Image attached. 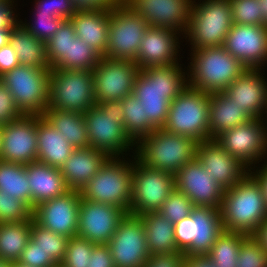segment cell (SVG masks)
<instances>
[{"label":"cell","mask_w":267,"mask_h":267,"mask_svg":"<svg viewBox=\"0 0 267 267\" xmlns=\"http://www.w3.org/2000/svg\"><path fill=\"white\" fill-rule=\"evenodd\" d=\"M12 29H0V48L9 44Z\"/></svg>","instance_id":"91938a15"},{"label":"cell","mask_w":267,"mask_h":267,"mask_svg":"<svg viewBox=\"0 0 267 267\" xmlns=\"http://www.w3.org/2000/svg\"><path fill=\"white\" fill-rule=\"evenodd\" d=\"M0 190L31 208V189L24 164L0 160Z\"/></svg>","instance_id":"e575fe53"},{"label":"cell","mask_w":267,"mask_h":267,"mask_svg":"<svg viewBox=\"0 0 267 267\" xmlns=\"http://www.w3.org/2000/svg\"><path fill=\"white\" fill-rule=\"evenodd\" d=\"M224 231L220 209L195 206L191 214L174 224V238L185 256L207 255Z\"/></svg>","instance_id":"9c48e42d"},{"label":"cell","mask_w":267,"mask_h":267,"mask_svg":"<svg viewBox=\"0 0 267 267\" xmlns=\"http://www.w3.org/2000/svg\"><path fill=\"white\" fill-rule=\"evenodd\" d=\"M192 3L190 20L185 32L193 50L223 46L233 25L230 0H206Z\"/></svg>","instance_id":"ba28073f"},{"label":"cell","mask_w":267,"mask_h":267,"mask_svg":"<svg viewBox=\"0 0 267 267\" xmlns=\"http://www.w3.org/2000/svg\"><path fill=\"white\" fill-rule=\"evenodd\" d=\"M124 110V128L129 137L136 143L144 137V110L139 100L127 95L121 100ZM137 139V140H136Z\"/></svg>","instance_id":"ab89813d"},{"label":"cell","mask_w":267,"mask_h":267,"mask_svg":"<svg viewBox=\"0 0 267 267\" xmlns=\"http://www.w3.org/2000/svg\"><path fill=\"white\" fill-rule=\"evenodd\" d=\"M18 263L29 267H54L57 265L31 238Z\"/></svg>","instance_id":"7dc6e473"},{"label":"cell","mask_w":267,"mask_h":267,"mask_svg":"<svg viewBox=\"0 0 267 267\" xmlns=\"http://www.w3.org/2000/svg\"><path fill=\"white\" fill-rule=\"evenodd\" d=\"M144 267H185V255L182 252L151 254Z\"/></svg>","instance_id":"f907efd6"},{"label":"cell","mask_w":267,"mask_h":267,"mask_svg":"<svg viewBox=\"0 0 267 267\" xmlns=\"http://www.w3.org/2000/svg\"><path fill=\"white\" fill-rule=\"evenodd\" d=\"M12 263L0 258V267H11Z\"/></svg>","instance_id":"6125c7cd"},{"label":"cell","mask_w":267,"mask_h":267,"mask_svg":"<svg viewBox=\"0 0 267 267\" xmlns=\"http://www.w3.org/2000/svg\"><path fill=\"white\" fill-rule=\"evenodd\" d=\"M148 22L124 1L109 8L105 57L135 61Z\"/></svg>","instance_id":"7c38bea8"},{"label":"cell","mask_w":267,"mask_h":267,"mask_svg":"<svg viewBox=\"0 0 267 267\" xmlns=\"http://www.w3.org/2000/svg\"><path fill=\"white\" fill-rule=\"evenodd\" d=\"M233 24L267 25L260 0H230Z\"/></svg>","instance_id":"60d3db41"},{"label":"cell","mask_w":267,"mask_h":267,"mask_svg":"<svg viewBox=\"0 0 267 267\" xmlns=\"http://www.w3.org/2000/svg\"><path fill=\"white\" fill-rule=\"evenodd\" d=\"M88 267H115L110 248L107 244H96L93 247Z\"/></svg>","instance_id":"816d5d0a"},{"label":"cell","mask_w":267,"mask_h":267,"mask_svg":"<svg viewBox=\"0 0 267 267\" xmlns=\"http://www.w3.org/2000/svg\"><path fill=\"white\" fill-rule=\"evenodd\" d=\"M163 129L184 135L195 141L209 139V93L190 86L170 102L167 121Z\"/></svg>","instance_id":"52a82bcc"},{"label":"cell","mask_w":267,"mask_h":267,"mask_svg":"<svg viewBox=\"0 0 267 267\" xmlns=\"http://www.w3.org/2000/svg\"><path fill=\"white\" fill-rule=\"evenodd\" d=\"M69 20L76 36L104 56L108 43L109 8L77 10Z\"/></svg>","instance_id":"83f0119b"},{"label":"cell","mask_w":267,"mask_h":267,"mask_svg":"<svg viewBox=\"0 0 267 267\" xmlns=\"http://www.w3.org/2000/svg\"><path fill=\"white\" fill-rule=\"evenodd\" d=\"M177 31L149 26L141 39L136 65L140 69L177 64ZM177 62V63H176Z\"/></svg>","instance_id":"cb8c5ba5"},{"label":"cell","mask_w":267,"mask_h":267,"mask_svg":"<svg viewBox=\"0 0 267 267\" xmlns=\"http://www.w3.org/2000/svg\"><path fill=\"white\" fill-rule=\"evenodd\" d=\"M123 0H72L77 10L111 8Z\"/></svg>","instance_id":"11a10c76"},{"label":"cell","mask_w":267,"mask_h":267,"mask_svg":"<svg viewBox=\"0 0 267 267\" xmlns=\"http://www.w3.org/2000/svg\"><path fill=\"white\" fill-rule=\"evenodd\" d=\"M260 168L262 169H260L259 171L257 170L255 174L252 171L250 172L253 173V175L256 177V179L260 183L263 196L266 202V206H267V164L263 165V167H260Z\"/></svg>","instance_id":"6f0895ef"},{"label":"cell","mask_w":267,"mask_h":267,"mask_svg":"<svg viewBox=\"0 0 267 267\" xmlns=\"http://www.w3.org/2000/svg\"><path fill=\"white\" fill-rule=\"evenodd\" d=\"M251 119L224 91L209 94V139Z\"/></svg>","instance_id":"f1b7e54d"},{"label":"cell","mask_w":267,"mask_h":267,"mask_svg":"<svg viewBox=\"0 0 267 267\" xmlns=\"http://www.w3.org/2000/svg\"><path fill=\"white\" fill-rule=\"evenodd\" d=\"M134 164L129 214L140 216L158 212L175 189V175L147 167L138 159Z\"/></svg>","instance_id":"4fadbf2b"},{"label":"cell","mask_w":267,"mask_h":267,"mask_svg":"<svg viewBox=\"0 0 267 267\" xmlns=\"http://www.w3.org/2000/svg\"><path fill=\"white\" fill-rule=\"evenodd\" d=\"M11 267H29V266H25L17 262V263H12Z\"/></svg>","instance_id":"be15d7a7"},{"label":"cell","mask_w":267,"mask_h":267,"mask_svg":"<svg viewBox=\"0 0 267 267\" xmlns=\"http://www.w3.org/2000/svg\"><path fill=\"white\" fill-rule=\"evenodd\" d=\"M36 133L37 161L61 168L75 148L43 116L37 115Z\"/></svg>","instance_id":"f546056e"},{"label":"cell","mask_w":267,"mask_h":267,"mask_svg":"<svg viewBox=\"0 0 267 267\" xmlns=\"http://www.w3.org/2000/svg\"><path fill=\"white\" fill-rule=\"evenodd\" d=\"M197 143L191 137L155 129L136 142L139 145L134 159L147 167L175 174L196 157Z\"/></svg>","instance_id":"5b68a950"},{"label":"cell","mask_w":267,"mask_h":267,"mask_svg":"<svg viewBox=\"0 0 267 267\" xmlns=\"http://www.w3.org/2000/svg\"><path fill=\"white\" fill-rule=\"evenodd\" d=\"M236 267H267V251L254 235L242 240Z\"/></svg>","instance_id":"b9f144b4"},{"label":"cell","mask_w":267,"mask_h":267,"mask_svg":"<svg viewBox=\"0 0 267 267\" xmlns=\"http://www.w3.org/2000/svg\"><path fill=\"white\" fill-rule=\"evenodd\" d=\"M223 47L246 68L261 69L267 61V25L233 24Z\"/></svg>","instance_id":"44dd1931"},{"label":"cell","mask_w":267,"mask_h":267,"mask_svg":"<svg viewBox=\"0 0 267 267\" xmlns=\"http://www.w3.org/2000/svg\"><path fill=\"white\" fill-rule=\"evenodd\" d=\"M37 115H23L1 127L0 160L27 165L37 161Z\"/></svg>","instance_id":"e0dca14e"},{"label":"cell","mask_w":267,"mask_h":267,"mask_svg":"<svg viewBox=\"0 0 267 267\" xmlns=\"http://www.w3.org/2000/svg\"><path fill=\"white\" fill-rule=\"evenodd\" d=\"M101 57L97 51L75 36L70 44L69 57H65L54 69L92 71Z\"/></svg>","instance_id":"74e56055"},{"label":"cell","mask_w":267,"mask_h":267,"mask_svg":"<svg viewBox=\"0 0 267 267\" xmlns=\"http://www.w3.org/2000/svg\"><path fill=\"white\" fill-rule=\"evenodd\" d=\"M84 119L90 147L109 157H118L136 144L125 131L121 101L98 103L84 113Z\"/></svg>","instance_id":"3957f363"},{"label":"cell","mask_w":267,"mask_h":267,"mask_svg":"<svg viewBox=\"0 0 267 267\" xmlns=\"http://www.w3.org/2000/svg\"><path fill=\"white\" fill-rule=\"evenodd\" d=\"M260 69H247L224 92L252 119L267 112V83Z\"/></svg>","instance_id":"d4e9b609"},{"label":"cell","mask_w":267,"mask_h":267,"mask_svg":"<svg viewBox=\"0 0 267 267\" xmlns=\"http://www.w3.org/2000/svg\"><path fill=\"white\" fill-rule=\"evenodd\" d=\"M21 22L11 30L9 38V44L17 53L20 65L37 69H51L46 43L30 34Z\"/></svg>","instance_id":"4dcf8cb0"},{"label":"cell","mask_w":267,"mask_h":267,"mask_svg":"<svg viewBox=\"0 0 267 267\" xmlns=\"http://www.w3.org/2000/svg\"><path fill=\"white\" fill-rule=\"evenodd\" d=\"M185 267H216L206 255L185 256Z\"/></svg>","instance_id":"9f6ffc18"},{"label":"cell","mask_w":267,"mask_h":267,"mask_svg":"<svg viewBox=\"0 0 267 267\" xmlns=\"http://www.w3.org/2000/svg\"><path fill=\"white\" fill-rule=\"evenodd\" d=\"M254 236L259 240L262 247L267 251V219L259 227Z\"/></svg>","instance_id":"680465c9"},{"label":"cell","mask_w":267,"mask_h":267,"mask_svg":"<svg viewBox=\"0 0 267 267\" xmlns=\"http://www.w3.org/2000/svg\"><path fill=\"white\" fill-rule=\"evenodd\" d=\"M33 218V210L22 200L0 190V223L21 222Z\"/></svg>","instance_id":"7bdbcfd3"},{"label":"cell","mask_w":267,"mask_h":267,"mask_svg":"<svg viewBox=\"0 0 267 267\" xmlns=\"http://www.w3.org/2000/svg\"><path fill=\"white\" fill-rule=\"evenodd\" d=\"M30 238L38 244L45 254L49 255L57 265L61 264L65 257L67 243L69 241L68 237L44 228L33 219Z\"/></svg>","instance_id":"8d00e7d4"},{"label":"cell","mask_w":267,"mask_h":267,"mask_svg":"<svg viewBox=\"0 0 267 267\" xmlns=\"http://www.w3.org/2000/svg\"><path fill=\"white\" fill-rule=\"evenodd\" d=\"M109 157L80 191L82 198L117 206L129 214L132 197L133 162Z\"/></svg>","instance_id":"8992f818"},{"label":"cell","mask_w":267,"mask_h":267,"mask_svg":"<svg viewBox=\"0 0 267 267\" xmlns=\"http://www.w3.org/2000/svg\"><path fill=\"white\" fill-rule=\"evenodd\" d=\"M50 70L18 65L0 76L23 115L42 116L48 108Z\"/></svg>","instance_id":"8fae6325"},{"label":"cell","mask_w":267,"mask_h":267,"mask_svg":"<svg viewBox=\"0 0 267 267\" xmlns=\"http://www.w3.org/2000/svg\"><path fill=\"white\" fill-rule=\"evenodd\" d=\"M126 214L117 206L89 201L81 197L77 237L87 239L94 244H107Z\"/></svg>","instance_id":"ac0fdd59"},{"label":"cell","mask_w":267,"mask_h":267,"mask_svg":"<svg viewBox=\"0 0 267 267\" xmlns=\"http://www.w3.org/2000/svg\"><path fill=\"white\" fill-rule=\"evenodd\" d=\"M188 86L215 93L224 91L246 68L223 46L193 50Z\"/></svg>","instance_id":"277c9868"},{"label":"cell","mask_w":267,"mask_h":267,"mask_svg":"<svg viewBox=\"0 0 267 267\" xmlns=\"http://www.w3.org/2000/svg\"><path fill=\"white\" fill-rule=\"evenodd\" d=\"M92 71L51 69L46 109L86 113L96 105Z\"/></svg>","instance_id":"30bf717a"},{"label":"cell","mask_w":267,"mask_h":267,"mask_svg":"<svg viewBox=\"0 0 267 267\" xmlns=\"http://www.w3.org/2000/svg\"><path fill=\"white\" fill-rule=\"evenodd\" d=\"M194 207L192 201L184 193L174 189L158 212L176 224L188 217Z\"/></svg>","instance_id":"f6af8a7d"},{"label":"cell","mask_w":267,"mask_h":267,"mask_svg":"<svg viewBox=\"0 0 267 267\" xmlns=\"http://www.w3.org/2000/svg\"><path fill=\"white\" fill-rule=\"evenodd\" d=\"M196 158L206 173L224 190L237 184L251 171L241 161L223 150L215 139L197 143Z\"/></svg>","instance_id":"603a6c76"},{"label":"cell","mask_w":267,"mask_h":267,"mask_svg":"<svg viewBox=\"0 0 267 267\" xmlns=\"http://www.w3.org/2000/svg\"><path fill=\"white\" fill-rule=\"evenodd\" d=\"M139 70L140 68L132 60L102 56L92 70L96 103L121 101L132 94Z\"/></svg>","instance_id":"5bb4252c"},{"label":"cell","mask_w":267,"mask_h":267,"mask_svg":"<svg viewBox=\"0 0 267 267\" xmlns=\"http://www.w3.org/2000/svg\"><path fill=\"white\" fill-rule=\"evenodd\" d=\"M263 120L251 119L223 132L215 140L223 150L249 167L254 162L256 164V161L262 160L267 152V126L265 128Z\"/></svg>","instance_id":"2e32d148"},{"label":"cell","mask_w":267,"mask_h":267,"mask_svg":"<svg viewBox=\"0 0 267 267\" xmlns=\"http://www.w3.org/2000/svg\"><path fill=\"white\" fill-rule=\"evenodd\" d=\"M54 267H64V266H62V265L60 264V265H56V266H54Z\"/></svg>","instance_id":"e7e4bbea"},{"label":"cell","mask_w":267,"mask_h":267,"mask_svg":"<svg viewBox=\"0 0 267 267\" xmlns=\"http://www.w3.org/2000/svg\"><path fill=\"white\" fill-rule=\"evenodd\" d=\"M187 86L188 81L179 63L139 70L132 94L143 105L144 136L165 126L170 102Z\"/></svg>","instance_id":"6da1fadb"},{"label":"cell","mask_w":267,"mask_h":267,"mask_svg":"<svg viewBox=\"0 0 267 267\" xmlns=\"http://www.w3.org/2000/svg\"><path fill=\"white\" fill-rule=\"evenodd\" d=\"M144 223L149 254L181 252L174 238V224L159 212H148L139 216Z\"/></svg>","instance_id":"1f68e13d"},{"label":"cell","mask_w":267,"mask_h":267,"mask_svg":"<svg viewBox=\"0 0 267 267\" xmlns=\"http://www.w3.org/2000/svg\"><path fill=\"white\" fill-rule=\"evenodd\" d=\"M220 214L225 231L255 235L267 219V206L253 173L224 191Z\"/></svg>","instance_id":"7a4b0ae2"},{"label":"cell","mask_w":267,"mask_h":267,"mask_svg":"<svg viewBox=\"0 0 267 267\" xmlns=\"http://www.w3.org/2000/svg\"><path fill=\"white\" fill-rule=\"evenodd\" d=\"M265 23L267 24V0H260Z\"/></svg>","instance_id":"94428289"},{"label":"cell","mask_w":267,"mask_h":267,"mask_svg":"<svg viewBox=\"0 0 267 267\" xmlns=\"http://www.w3.org/2000/svg\"><path fill=\"white\" fill-rule=\"evenodd\" d=\"M58 132L64 140L75 149L90 147L84 114L80 112L62 111L58 109H45L42 115Z\"/></svg>","instance_id":"d6a6232c"},{"label":"cell","mask_w":267,"mask_h":267,"mask_svg":"<svg viewBox=\"0 0 267 267\" xmlns=\"http://www.w3.org/2000/svg\"><path fill=\"white\" fill-rule=\"evenodd\" d=\"M35 25L23 23V26L37 39L44 41L45 43L54 35L59 29L61 24L65 21L63 18L54 17L52 14H45L37 12L35 14ZM26 24V25H25Z\"/></svg>","instance_id":"bcb514c9"},{"label":"cell","mask_w":267,"mask_h":267,"mask_svg":"<svg viewBox=\"0 0 267 267\" xmlns=\"http://www.w3.org/2000/svg\"><path fill=\"white\" fill-rule=\"evenodd\" d=\"M31 189V209L46 200L53 199L69 191L60 168L34 161L25 165Z\"/></svg>","instance_id":"4316f807"},{"label":"cell","mask_w":267,"mask_h":267,"mask_svg":"<svg viewBox=\"0 0 267 267\" xmlns=\"http://www.w3.org/2000/svg\"><path fill=\"white\" fill-rule=\"evenodd\" d=\"M80 191L65 194L39 203L33 209V219L44 228L68 238L77 236Z\"/></svg>","instance_id":"d6986e66"},{"label":"cell","mask_w":267,"mask_h":267,"mask_svg":"<svg viewBox=\"0 0 267 267\" xmlns=\"http://www.w3.org/2000/svg\"><path fill=\"white\" fill-rule=\"evenodd\" d=\"M174 175L175 189L184 193L194 206L220 209L225 190L206 173L196 157Z\"/></svg>","instance_id":"ffe728a7"},{"label":"cell","mask_w":267,"mask_h":267,"mask_svg":"<svg viewBox=\"0 0 267 267\" xmlns=\"http://www.w3.org/2000/svg\"><path fill=\"white\" fill-rule=\"evenodd\" d=\"M35 10L65 20H69L77 11L72 0H38Z\"/></svg>","instance_id":"c3c4849f"},{"label":"cell","mask_w":267,"mask_h":267,"mask_svg":"<svg viewBox=\"0 0 267 267\" xmlns=\"http://www.w3.org/2000/svg\"><path fill=\"white\" fill-rule=\"evenodd\" d=\"M247 235L223 231L206 255L216 267H236L241 242Z\"/></svg>","instance_id":"d590c367"},{"label":"cell","mask_w":267,"mask_h":267,"mask_svg":"<svg viewBox=\"0 0 267 267\" xmlns=\"http://www.w3.org/2000/svg\"><path fill=\"white\" fill-rule=\"evenodd\" d=\"M20 65L17 53L10 44L0 48V76Z\"/></svg>","instance_id":"f5cc1de1"},{"label":"cell","mask_w":267,"mask_h":267,"mask_svg":"<svg viewBox=\"0 0 267 267\" xmlns=\"http://www.w3.org/2000/svg\"><path fill=\"white\" fill-rule=\"evenodd\" d=\"M149 26L186 32L190 20L192 0H123Z\"/></svg>","instance_id":"7402d4cb"},{"label":"cell","mask_w":267,"mask_h":267,"mask_svg":"<svg viewBox=\"0 0 267 267\" xmlns=\"http://www.w3.org/2000/svg\"><path fill=\"white\" fill-rule=\"evenodd\" d=\"M115 267H144L149 259L143 220L126 214L107 243Z\"/></svg>","instance_id":"9a60e30c"},{"label":"cell","mask_w":267,"mask_h":267,"mask_svg":"<svg viewBox=\"0 0 267 267\" xmlns=\"http://www.w3.org/2000/svg\"><path fill=\"white\" fill-rule=\"evenodd\" d=\"M22 116L23 114L16 106L11 92L0 80V127L20 119Z\"/></svg>","instance_id":"681fc988"},{"label":"cell","mask_w":267,"mask_h":267,"mask_svg":"<svg viewBox=\"0 0 267 267\" xmlns=\"http://www.w3.org/2000/svg\"><path fill=\"white\" fill-rule=\"evenodd\" d=\"M12 1L0 0V29H13L19 23L12 10Z\"/></svg>","instance_id":"db71d44e"},{"label":"cell","mask_w":267,"mask_h":267,"mask_svg":"<svg viewBox=\"0 0 267 267\" xmlns=\"http://www.w3.org/2000/svg\"><path fill=\"white\" fill-rule=\"evenodd\" d=\"M109 156L91 147L74 149L60 168L69 190L81 191Z\"/></svg>","instance_id":"484cf974"},{"label":"cell","mask_w":267,"mask_h":267,"mask_svg":"<svg viewBox=\"0 0 267 267\" xmlns=\"http://www.w3.org/2000/svg\"><path fill=\"white\" fill-rule=\"evenodd\" d=\"M95 245L91 241L77 236L69 238L61 265L64 267H88Z\"/></svg>","instance_id":"ee69618b"},{"label":"cell","mask_w":267,"mask_h":267,"mask_svg":"<svg viewBox=\"0 0 267 267\" xmlns=\"http://www.w3.org/2000/svg\"><path fill=\"white\" fill-rule=\"evenodd\" d=\"M76 36L70 20H65L54 35L46 42L47 57L54 69L65 57H69L70 44Z\"/></svg>","instance_id":"f35d334b"},{"label":"cell","mask_w":267,"mask_h":267,"mask_svg":"<svg viewBox=\"0 0 267 267\" xmlns=\"http://www.w3.org/2000/svg\"><path fill=\"white\" fill-rule=\"evenodd\" d=\"M33 218L21 222L0 223V258L17 263L30 240Z\"/></svg>","instance_id":"836d02e7"}]
</instances>
